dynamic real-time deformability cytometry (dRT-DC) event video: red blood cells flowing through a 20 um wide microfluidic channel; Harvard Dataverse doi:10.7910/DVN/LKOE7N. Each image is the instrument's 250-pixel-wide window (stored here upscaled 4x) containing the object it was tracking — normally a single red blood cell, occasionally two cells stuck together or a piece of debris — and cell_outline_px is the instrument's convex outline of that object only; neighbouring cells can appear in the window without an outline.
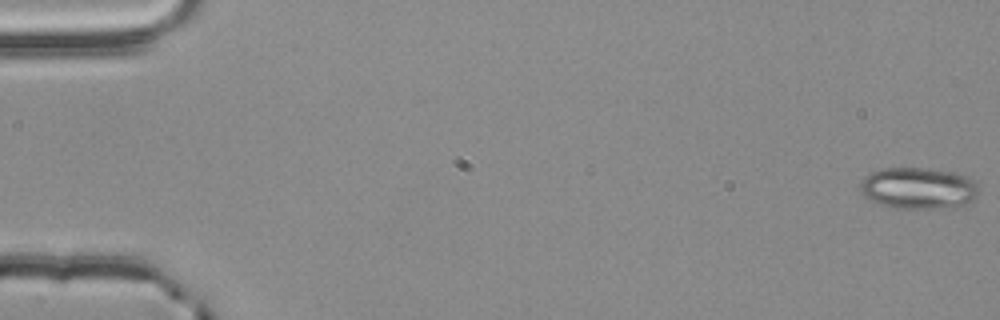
{"species": "common noctule bat (a hibernating species)", "species_latin": "Nyctalus noctula", "temperature_condition": "room temperature", "stored_images_in_passage": 55, "camera_frame_rate_fps": 3000, "um_per_image_px": 0.085, "animal": {"sex": "male", "body_mass_g": 20.4}, "frame": {"image": 1, "passage_image": 1, "time_ms": 0.0, "image_size_px": [1000, 320], "cell_outline_px": [[980, 192], [972, 200], [964, 204], [936, 208], [896, 208], [880, 204], [872, 200], [860, 188], [860, 184], [864, 176], [872, 172], [884, 168], [924, 168], [952, 172], [968, 176], [980, 188]], "centroid_in_image_um": [78.09, 15.98], "position_along_channel_um": 6.9, "area_um2": 28.26}}
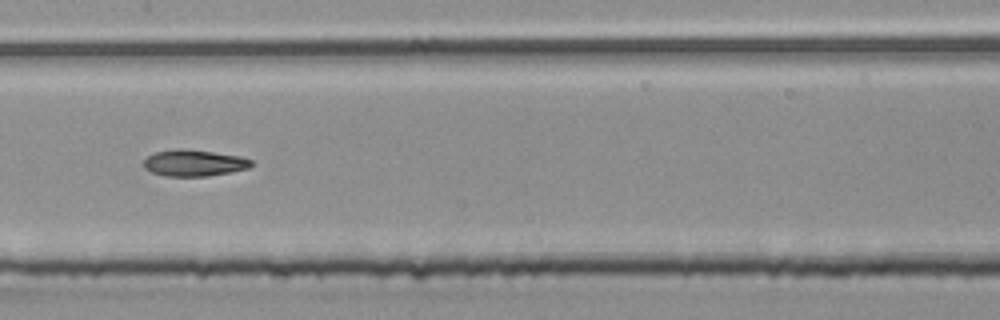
{"frame": {"image": 2, "passage_image": 29, "time_ms": 9.333, "image_size_px": [1000, 320], "cell_outline_px": [[252, 164], [248, 168], [208, 176], [164, 176], [152, 172], [144, 168], [144, 160], [148, 156], [156, 152], [176, 148], [180, 148], [212, 152], [240, 156], [252, 160]], "centroid_in_image_um": [16.46, 13.85], "position_along_channel_um": 190.9, "area_um2": 16.42}}
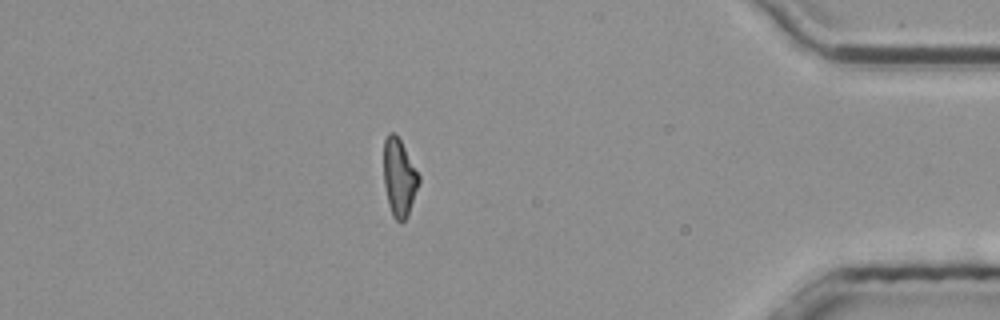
{"frame": {"image": 3, "passage_image": 49, "time_ms": 16.0, "image_size_px": [1000, 320], "cell_outline_px": [[420, 180], [408, 216], [400, 224], [392, 216], [388, 204], [384, 184], [384, 140], [388, 132], [392, 132], [400, 140], [420, 176]], "centroid_in_image_um": [33.92, 15.13], "position_along_channel_um": 401.3, "area_um2": 15.84}}